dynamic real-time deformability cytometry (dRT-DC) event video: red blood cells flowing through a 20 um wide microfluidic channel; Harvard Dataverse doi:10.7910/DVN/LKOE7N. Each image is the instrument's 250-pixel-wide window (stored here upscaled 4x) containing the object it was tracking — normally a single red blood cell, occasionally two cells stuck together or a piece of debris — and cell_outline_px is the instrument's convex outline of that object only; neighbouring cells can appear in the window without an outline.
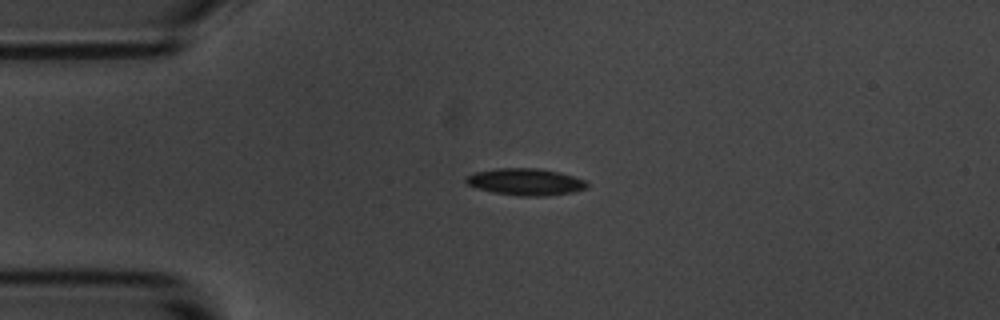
{"species": "common noctule bat (a hibernating species)", "species_latin": "Nyctalus noctula", "temperature_condition": "room temperature", "stored_images_in_passage": 3, "camera_frame_rate_fps": 3000, "um_per_image_px": 0.085, "animal": {"sex": "male", "body_mass_g": 20.1, "forearm_length_mm": 53.5}, "frame": {"image": 1, "passage_image": 2, "time_ms": 2.0, "image_size_px": [1000, 320], "cell_outline_px": [[588, 188], [572, 192], [544, 196], [520, 196], [492, 192], [476, 188], [468, 184], [464, 180], [464, 176], [476, 172], [496, 168], [536, 168], [560, 172], [588, 180]], "centroid_in_image_um": [44.68, 15.45], "position_along_channel_um": 40.3, "area_um2": 19.13}}